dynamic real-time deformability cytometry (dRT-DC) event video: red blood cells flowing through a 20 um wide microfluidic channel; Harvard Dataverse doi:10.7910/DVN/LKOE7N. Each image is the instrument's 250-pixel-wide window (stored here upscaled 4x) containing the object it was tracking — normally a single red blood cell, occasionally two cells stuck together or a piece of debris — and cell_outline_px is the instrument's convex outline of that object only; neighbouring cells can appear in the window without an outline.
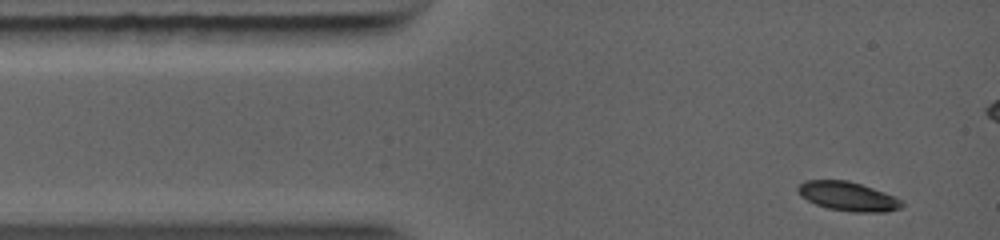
{"species": "common noctule bat (a hibernating species)", "species_latin": "Nyctalus noctula", "temperature_condition": "warm", "stored_images_in_passage": 44, "camera_frame_rate_fps": 5000, "um_per_image_px": 0.085, "animal": {"sex": "female", "body_mass_g": 19.0, "forearm_length_mm": 56.7}, "frame": {"image": 1, "passage_image": 1, "time_ms": 0.0, "image_size_px": [1000, 240], "cell_outline_px": [[900, 204], [896, 208], [832, 208], [816, 204], [808, 200], [800, 192], [800, 184], [812, 180], [844, 180], [860, 184], [880, 192], [888, 196]], "centroid_in_image_um": [71.83, 16.58], "position_along_channel_um": 13.2, "area_um2": 14.8}}
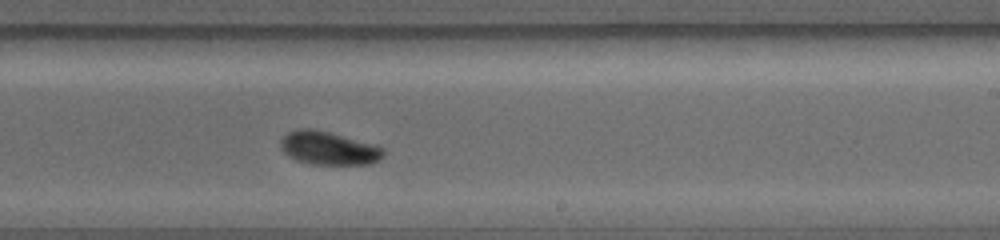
{"frame": {"image": 2, "passage_image": 25, "time_ms": 6.2, "image_size_px": [1000, 240], "cell_outline_px": [[380, 156], [376, 160], [364, 164], [316, 164], [304, 160], [288, 152], [284, 144], [284, 140], [292, 132], [328, 132], [380, 148]], "centroid_in_image_um": [28.04, 12.65], "position_along_channel_um": 261.0, "area_um2": 17.05}}
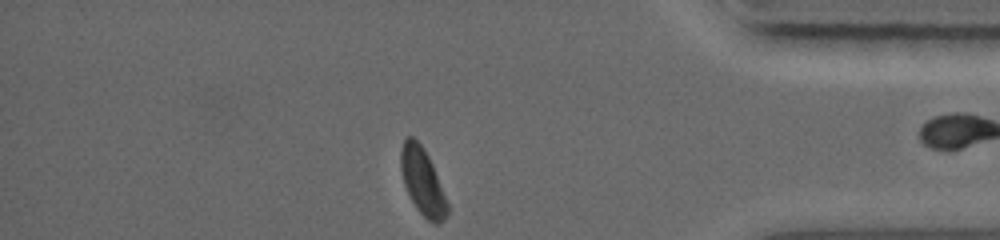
{"frame": {"image": 3, "passage_image": 43, "time_ms": 9.6, "image_size_px": [1000, 240], "cell_outline_px": [[448, 216], [444, 220], [436, 224], [428, 220], [420, 212], [412, 200], [408, 192], [404, 180], [400, 160], [400, 152], [404, 140], [408, 136], [412, 136], [424, 148], [428, 156], [448, 204]], "centroid_in_image_um": [35.92, 15.44], "position_along_channel_um": 399.3, "area_um2": 17.46}}